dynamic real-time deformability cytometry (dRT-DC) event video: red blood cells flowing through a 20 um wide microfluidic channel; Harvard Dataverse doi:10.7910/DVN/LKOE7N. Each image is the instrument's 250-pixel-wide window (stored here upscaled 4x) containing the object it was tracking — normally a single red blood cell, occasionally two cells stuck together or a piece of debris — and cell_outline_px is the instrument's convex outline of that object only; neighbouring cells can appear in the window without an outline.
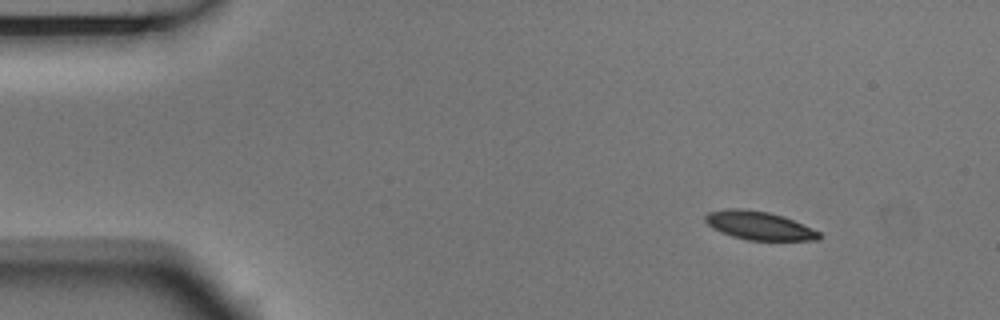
{"species": "Egyptian fruit bat (a non-hibernating species)", "species_latin": "Rousettus aegyptiacus", "temperature_condition": "room temperature", "stored_images_in_passage": 6, "camera_frame_rate_fps": 3000, "um_per_image_px": 0.085, "animal": {"sex": "male"}, "frame": {"image": 1, "passage_image": 1, "time_ms": 0.0, "image_size_px": [1000, 320], "cell_outline_px": [[820, 240], [748, 240], [732, 236], [720, 232], [712, 228], [704, 220], [704, 216], [708, 212], [724, 208], [740, 208], [768, 212], [784, 216], [820, 232]], "centroid_in_image_um": [64.48, 19.16], "position_along_channel_um": 20.5, "area_um2": 18.9}}
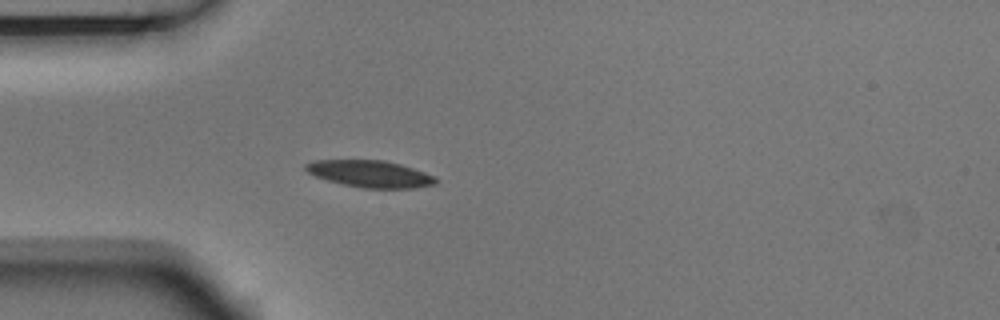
{"frame": {"image": 2, "passage_image": 6, "time_ms": 1.667, "image_size_px": [1000, 320], "cell_outline_px": [[436, 184], [416, 188], [364, 188], [344, 184], [328, 180], [316, 176], [308, 172], [304, 168], [304, 164], [312, 160], [384, 160], [400, 164], [436, 176]], "centroid_in_image_um": [31.46, 14.77], "position_along_channel_um": 53.5, "area_um2": 20.29}}